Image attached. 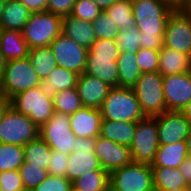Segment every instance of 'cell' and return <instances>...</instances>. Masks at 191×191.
<instances>
[{
	"instance_id": "cell-1",
	"label": "cell",
	"mask_w": 191,
	"mask_h": 191,
	"mask_svg": "<svg viewBox=\"0 0 191 191\" xmlns=\"http://www.w3.org/2000/svg\"><path fill=\"white\" fill-rule=\"evenodd\" d=\"M132 10L141 32L140 48L160 51L166 22L174 9L161 0H132Z\"/></svg>"
},
{
	"instance_id": "cell-2",
	"label": "cell",
	"mask_w": 191,
	"mask_h": 191,
	"mask_svg": "<svg viewBox=\"0 0 191 191\" xmlns=\"http://www.w3.org/2000/svg\"><path fill=\"white\" fill-rule=\"evenodd\" d=\"M103 119L137 122L146 116L133 88L112 87L100 108Z\"/></svg>"
},
{
	"instance_id": "cell-3",
	"label": "cell",
	"mask_w": 191,
	"mask_h": 191,
	"mask_svg": "<svg viewBox=\"0 0 191 191\" xmlns=\"http://www.w3.org/2000/svg\"><path fill=\"white\" fill-rule=\"evenodd\" d=\"M62 32V17L49 11L31 13L22 30L30 49L50 46Z\"/></svg>"
},
{
	"instance_id": "cell-4",
	"label": "cell",
	"mask_w": 191,
	"mask_h": 191,
	"mask_svg": "<svg viewBox=\"0 0 191 191\" xmlns=\"http://www.w3.org/2000/svg\"><path fill=\"white\" fill-rule=\"evenodd\" d=\"M146 117L167 111L163 92V76L159 72H144L132 87Z\"/></svg>"
},
{
	"instance_id": "cell-5",
	"label": "cell",
	"mask_w": 191,
	"mask_h": 191,
	"mask_svg": "<svg viewBox=\"0 0 191 191\" xmlns=\"http://www.w3.org/2000/svg\"><path fill=\"white\" fill-rule=\"evenodd\" d=\"M109 191H155L151 165L131 162L109 174Z\"/></svg>"
},
{
	"instance_id": "cell-6",
	"label": "cell",
	"mask_w": 191,
	"mask_h": 191,
	"mask_svg": "<svg viewBox=\"0 0 191 191\" xmlns=\"http://www.w3.org/2000/svg\"><path fill=\"white\" fill-rule=\"evenodd\" d=\"M40 81L28 57L7 61L1 78L2 91L11 99L21 92L38 87Z\"/></svg>"
},
{
	"instance_id": "cell-7",
	"label": "cell",
	"mask_w": 191,
	"mask_h": 191,
	"mask_svg": "<svg viewBox=\"0 0 191 191\" xmlns=\"http://www.w3.org/2000/svg\"><path fill=\"white\" fill-rule=\"evenodd\" d=\"M11 107L28 116L39 128L55 113L53 98L44 95L39 87L31 88L11 98Z\"/></svg>"
},
{
	"instance_id": "cell-8",
	"label": "cell",
	"mask_w": 191,
	"mask_h": 191,
	"mask_svg": "<svg viewBox=\"0 0 191 191\" xmlns=\"http://www.w3.org/2000/svg\"><path fill=\"white\" fill-rule=\"evenodd\" d=\"M159 147L158 125L154 117L137 121L134 137L130 144L133 162L152 165Z\"/></svg>"
},
{
	"instance_id": "cell-9",
	"label": "cell",
	"mask_w": 191,
	"mask_h": 191,
	"mask_svg": "<svg viewBox=\"0 0 191 191\" xmlns=\"http://www.w3.org/2000/svg\"><path fill=\"white\" fill-rule=\"evenodd\" d=\"M39 130L28 116L10 107L0 121V143L25 146L39 137Z\"/></svg>"
},
{
	"instance_id": "cell-10",
	"label": "cell",
	"mask_w": 191,
	"mask_h": 191,
	"mask_svg": "<svg viewBox=\"0 0 191 191\" xmlns=\"http://www.w3.org/2000/svg\"><path fill=\"white\" fill-rule=\"evenodd\" d=\"M96 137H76L73 141L72 153L69 154L66 178L71 182L89 171L102 169L95 155Z\"/></svg>"
},
{
	"instance_id": "cell-11",
	"label": "cell",
	"mask_w": 191,
	"mask_h": 191,
	"mask_svg": "<svg viewBox=\"0 0 191 191\" xmlns=\"http://www.w3.org/2000/svg\"><path fill=\"white\" fill-rule=\"evenodd\" d=\"M69 121L70 115L55 112L50 120L40 127L39 137L52 150L66 154L72 153L73 141L76 136L70 128Z\"/></svg>"
},
{
	"instance_id": "cell-12",
	"label": "cell",
	"mask_w": 191,
	"mask_h": 191,
	"mask_svg": "<svg viewBox=\"0 0 191 191\" xmlns=\"http://www.w3.org/2000/svg\"><path fill=\"white\" fill-rule=\"evenodd\" d=\"M163 46L191 55V17L174 9L165 26Z\"/></svg>"
},
{
	"instance_id": "cell-13",
	"label": "cell",
	"mask_w": 191,
	"mask_h": 191,
	"mask_svg": "<svg viewBox=\"0 0 191 191\" xmlns=\"http://www.w3.org/2000/svg\"><path fill=\"white\" fill-rule=\"evenodd\" d=\"M50 47L58 66L79 75L84 73L88 49L76 44L62 32L51 42Z\"/></svg>"
},
{
	"instance_id": "cell-14",
	"label": "cell",
	"mask_w": 191,
	"mask_h": 191,
	"mask_svg": "<svg viewBox=\"0 0 191 191\" xmlns=\"http://www.w3.org/2000/svg\"><path fill=\"white\" fill-rule=\"evenodd\" d=\"M158 125L159 145L186 141L191 122L180 111H165L154 116Z\"/></svg>"
},
{
	"instance_id": "cell-15",
	"label": "cell",
	"mask_w": 191,
	"mask_h": 191,
	"mask_svg": "<svg viewBox=\"0 0 191 191\" xmlns=\"http://www.w3.org/2000/svg\"><path fill=\"white\" fill-rule=\"evenodd\" d=\"M163 92L168 111H181L191 101V71L163 77Z\"/></svg>"
},
{
	"instance_id": "cell-16",
	"label": "cell",
	"mask_w": 191,
	"mask_h": 191,
	"mask_svg": "<svg viewBox=\"0 0 191 191\" xmlns=\"http://www.w3.org/2000/svg\"><path fill=\"white\" fill-rule=\"evenodd\" d=\"M95 155L102 169L109 174L133 161L130 147L115 143L100 135L96 137Z\"/></svg>"
},
{
	"instance_id": "cell-17",
	"label": "cell",
	"mask_w": 191,
	"mask_h": 191,
	"mask_svg": "<svg viewBox=\"0 0 191 191\" xmlns=\"http://www.w3.org/2000/svg\"><path fill=\"white\" fill-rule=\"evenodd\" d=\"M76 88L83 107L100 109L112 87L95 76L82 73L78 77Z\"/></svg>"
},
{
	"instance_id": "cell-18",
	"label": "cell",
	"mask_w": 191,
	"mask_h": 191,
	"mask_svg": "<svg viewBox=\"0 0 191 191\" xmlns=\"http://www.w3.org/2000/svg\"><path fill=\"white\" fill-rule=\"evenodd\" d=\"M103 117L100 109L82 107L70 115V128L76 137L91 138L100 135Z\"/></svg>"
},
{
	"instance_id": "cell-19",
	"label": "cell",
	"mask_w": 191,
	"mask_h": 191,
	"mask_svg": "<svg viewBox=\"0 0 191 191\" xmlns=\"http://www.w3.org/2000/svg\"><path fill=\"white\" fill-rule=\"evenodd\" d=\"M62 33L86 49H89L96 41L92 22L75 18L72 15L62 17Z\"/></svg>"
},
{
	"instance_id": "cell-20",
	"label": "cell",
	"mask_w": 191,
	"mask_h": 191,
	"mask_svg": "<svg viewBox=\"0 0 191 191\" xmlns=\"http://www.w3.org/2000/svg\"><path fill=\"white\" fill-rule=\"evenodd\" d=\"M84 73L95 76L111 87H118L117 59L104 56H87Z\"/></svg>"
},
{
	"instance_id": "cell-21",
	"label": "cell",
	"mask_w": 191,
	"mask_h": 191,
	"mask_svg": "<svg viewBox=\"0 0 191 191\" xmlns=\"http://www.w3.org/2000/svg\"><path fill=\"white\" fill-rule=\"evenodd\" d=\"M78 77L79 74L57 66L38 87L44 95L53 98L58 91L75 88Z\"/></svg>"
},
{
	"instance_id": "cell-22",
	"label": "cell",
	"mask_w": 191,
	"mask_h": 191,
	"mask_svg": "<svg viewBox=\"0 0 191 191\" xmlns=\"http://www.w3.org/2000/svg\"><path fill=\"white\" fill-rule=\"evenodd\" d=\"M159 59L158 72L163 77L191 71V55L163 46Z\"/></svg>"
},
{
	"instance_id": "cell-23",
	"label": "cell",
	"mask_w": 191,
	"mask_h": 191,
	"mask_svg": "<svg viewBox=\"0 0 191 191\" xmlns=\"http://www.w3.org/2000/svg\"><path fill=\"white\" fill-rule=\"evenodd\" d=\"M31 15L19 0H7L0 20V30L22 31Z\"/></svg>"
},
{
	"instance_id": "cell-24",
	"label": "cell",
	"mask_w": 191,
	"mask_h": 191,
	"mask_svg": "<svg viewBox=\"0 0 191 191\" xmlns=\"http://www.w3.org/2000/svg\"><path fill=\"white\" fill-rule=\"evenodd\" d=\"M0 50L7 61L28 57L30 48L22 31L0 30Z\"/></svg>"
},
{
	"instance_id": "cell-25",
	"label": "cell",
	"mask_w": 191,
	"mask_h": 191,
	"mask_svg": "<svg viewBox=\"0 0 191 191\" xmlns=\"http://www.w3.org/2000/svg\"><path fill=\"white\" fill-rule=\"evenodd\" d=\"M137 122L112 121L103 119L101 123L100 136L115 143L130 147L134 137Z\"/></svg>"
},
{
	"instance_id": "cell-26",
	"label": "cell",
	"mask_w": 191,
	"mask_h": 191,
	"mask_svg": "<svg viewBox=\"0 0 191 191\" xmlns=\"http://www.w3.org/2000/svg\"><path fill=\"white\" fill-rule=\"evenodd\" d=\"M187 156L186 141L159 145L155 161L151 167L179 168Z\"/></svg>"
},
{
	"instance_id": "cell-27",
	"label": "cell",
	"mask_w": 191,
	"mask_h": 191,
	"mask_svg": "<svg viewBox=\"0 0 191 191\" xmlns=\"http://www.w3.org/2000/svg\"><path fill=\"white\" fill-rule=\"evenodd\" d=\"M117 67L118 87L132 88L142 74L137 63L136 53L120 52Z\"/></svg>"
},
{
	"instance_id": "cell-28",
	"label": "cell",
	"mask_w": 191,
	"mask_h": 191,
	"mask_svg": "<svg viewBox=\"0 0 191 191\" xmlns=\"http://www.w3.org/2000/svg\"><path fill=\"white\" fill-rule=\"evenodd\" d=\"M155 191H168L187 188V183L179 168L151 167Z\"/></svg>"
},
{
	"instance_id": "cell-29",
	"label": "cell",
	"mask_w": 191,
	"mask_h": 191,
	"mask_svg": "<svg viewBox=\"0 0 191 191\" xmlns=\"http://www.w3.org/2000/svg\"><path fill=\"white\" fill-rule=\"evenodd\" d=\"M28 58L41 80H46L49 74L58 66L50 46L30 49Z\"/></svg>"
},
{
	"instance_id": "cell-30",
	"label": "cell",
	"mask_w": 191,
	"mask_h": 191,
	"mask_svg": "<svg viewBox=\"0 0 191 191\" xmlns=\"http://www.w3.org/2000/svg\"><path fill=\"white\" fill-rule=\"evenodd\" d=\"M118 27L119 31L130 30L136 25L132 10V0H118L104 11Z\"/></svg>"
},
{
	"instance_id": "cell-31",
	"label": "cell",
	"mask_w": 191,
	"mask_h": 191,
	"mask_svg": "<svg viewBox=\"0 0 191 191\" xmlns=\"http://www.w3.org/2000/svg\"><path fill=\"white\" fill-rule=\"evenodd\" d=\"M51 148L40 137L24 146V162L48 169Z\"/></svg>"
},
{
	"instance_id": "cell-32",
	"label": "cell",
	"mask_w": 191,
	"mask_h": 191,
	"mask_svg": "<svg viewBox=\"0 0 191 191\" xmlns=\"http://www.w3.org/2000/svg\"><path fill=\"white\" fill-rule=\"evenodd\" d=\"M72 184L81 191H109V173L105 170L89 171Z\"/></svg>"
},
{
	"instance_id": "cell-33",
	"label": "cell",
	"mask_w": 191,
	"mask_h": 191,
	"mask_svg": "<svg viewBox=\"0 0 191 191\" xmlns=\"http://www.w3.org/2000/svg\"><path fill=\"white\" fill-rule=\"evenodd\" d=\"M23 162V145L0 143V172L19 170Z\"/></svg>"
},
{
	"instance_id": "cell-34",
	"label": "cell",
	"mask_w": 191,
	"mask_h": 191,
	"mask_svg": "<svg viewBox=\"0 0 191 191\" xmlns=\"http://www.w3.org/2000/svg\"><path fill=\"white\" fill-rule=\"evenodd\" d=\"M54 111L71 115L83 107L77 88L58 91L53 97Z\"/></svg>"
},
{
	"instance_id": "cell-35",
	"label": "cell",
	"mask_w": 191,
	"mask_h": 191,
	"mask_svg": "<svg viewBox=\"0 0 191 191\" xmlns=\"http://www.w3.org/2000/svg\"><path fill=\"white\" fill-rule=\"evenodd\" d=\"M19 173L25 189L33 190L49 175L48 170L26 162L19 167Z\"/></svg>"
},
{
	"instance_id": "cell-36",
	"label": "cell",
	"mask_w": 191,
	"mask_h": 191,
	"mask_svg": "<svg viewBox=\"0 0 191 191\" xmlns=\"http://www.w3.org/2000/svg\"><path fill=\"white\" fill-rule=\"evenodd\" d=\"M141 32L135 25L130 30L118 31L116 43L120 52L136 53L140 48Z\"/></svg>"
},
{
	"instance_id": "cell-37",
	"label": "cell",
	"mask_w": 191,
	"mask_h": 191,
	"mask_svg": "<svg viewBox=\"0 0 191 191\" xmlns=\"http://www.w3.org/2000/svg\"><path fill=\"white\" fill-rule=\"evenodd\" d=\"M92 25L96 39L116 40L118 27H114L113 21L104 11L92 22Z\"/></svg>"
},
{
	"instance_id": "cell-38",
	"label": "cell",
	"mask_w": 191,
	"mask_h": 191,
	"mask_svg": "<svg viewBox=\"0 0 191 191\" xmlns=\"http://www.w3.org/2000/svg\"><path fill=\"white\" fill-rule=\"evenodd\" d=\"M102 10L91 0H76L71 15L75 18L93 22Z\"/></svg>"
},
{
	"instance_id": "cell-39",
	"label": "cell",
	"mask_w": 191,
	"mask_h": 191,
	"mask_svg": "<svg viewBox=\"0 0 191 191\" xmlns=\"http://www.w3.org/2000/svg\"><path fill=\"white\" fill-rule=\"evenodd\" d=\"M160 51L139 48L136 52L137 63L142 73L158 72Z\"/></svg>"
},
{
	"instance_id": "cell-40",
	"label": "cell",
	"mask_w": 191,
	"mask_h": 191,
	"mask_svg": "<svg viewBox=\"0 0 191 191\" xmlns=\"http://www.w3.org/2000/svg\"><path fill=\"white\" fill-rule=\"evenodd\" d=\"M120 55V50L116 41L109 39H96V41L88 49L87 56H104L113 57V59H118Z\"/></svg>"
},
{
	"instance_id": "cell-41",
	"label": "cell",
	"mask_w": 191,
	"mask_h": 191,
	"mask_svg": "<svg viewBox=\"0 0 191 191\" xmlns=\"http://www.w3.org/2000/svg\"><path fill=\"white\" fill-rule=\"evenodd\" d=\"M69 154L52 150L48 164V174L54 176L66 177Z\"/></svg>"
},
{
	"instance_id": "cell-42",
	"label": "cell",
	"mask_w": 191,
	"mask_h": 191,
	"mask_svg": "<svg viewBox=\"0 0 191 191\" xmlns=\"http://www.w3.org/2000/svg\"><path fill=\"white\" fill-rule=\"evenodd\" d=\"M24 189L18 170L0 172L1 191H22Z\"/></svg>"
},
{
	"instance_id": "cell-43",
	"label": "cell",
	"mask_w": 191,
	"mask_h": 191,
	"mask_svg": "<svg viewBox=\"0 0 191 191\" xmlns=\"http://www.w3.org/2000/svg\"><path fill=\"white\" fill-rule=\"evenodd\" d=\"M72 182L66 177L48 175L33 191H68Z\"/></svg>"
},
{
	"instance_id": "cell-44",
	"label": "cell",
	"mask_w": 191,
	"mask_h": 191,
	"mask_svg": "<svg viewBox=\"0 0 191 191\" xmlns=\"http://www.w3.org/2000/svg\"><path fill=\"white\" fill-rule=\"evenodd\" d=\"M76 0H47V11L61 17L71 15Z\"/></svg>"
},
{
	"instance_id": "cell-45",
	"label": "cell",
	"mask_w": 191,
	"mask_h": 191,
	"mask_svg": "<svg viewBox=\"0 0 191 191\" xmlns=\"http://www.w3.org/2000/svg\"><path fill=\"white\" fill-rule=\"evenodd\" d=\"M31 13L47 11V0H19Z\"/></svg>"
},
{
	"instance_id": "cell-46",
	"label": "cell",
	"mask_w": 191,
	"mask_h": 191,
	"mask_svg": "<svg viewBox=\"0 0 191 191\" xmlns=\"http://www.w3.org/2000/svg\"><path fill=\"white\" fill-rule=\"evenodd\" d=\"M180 173L183 175L187 185L191 184V157L187 156L179 167Z\"/></svg>"
},
{
	"instance_id": "cell-47",
	"label": "cell",
	"mask_w": 191,
	"mask_h": 191,
	"mask_svg": "<svg viewBox=\"0 0 191 191\" xmlns=\"http://www.w3.org/2000/svg\"><path fill=\"white\" fill-rule=\"evenodd\" d=\"M11 107V99L6 97L5 95L0 98V121L3 119L5 113Z\"/></svg>"
},
{
	"instance_id": "cell-48",
	"label": "cell",
	"mask_w": 191,
	"mask_h": 191,
	"mask_svg": "<svg viewBox=\"0 0 191 191\" xmlns=\"http://www.w3.org/2000/svg\"><path fill=\"white\" fill-rule=\"evenodd\" d=\"M91 1L93 3H96L102 11H105L118 0H91Z\"/></svg>"
},
{
	"instance_id": "cell-49",
	"label": "cell",
	"mask_w": 191,
	"mask_h": 191,
	"mask_svg": "<svg viewBox=\"0 0 191 191\" xmlns=\"http://www.w3.org/2000/svg\"><path fill=\"white\" fill-rule=\"evenodd\" d=\"M167 3L173 9H181L186 0H161Z\"/></svg>"
},
{
	"instance_id": "cell-50",
	"label": "cell",
	"mask_w": 191,
	"mask_h": 191,
	"mask_svg": "<svg viewBox=\"0 0 191 191\" xmlns=\"http://www.w3.org/2000/svg\"><path fill=\"white\" fill-rule=\"evenodd\" d=\"M6 65H7V60H6L5 56L1 53V50H0V79L2 78V76L4 74Z\"/></svg>"
},
{
	"instance_id": "cell-51",
	"label": "cell",
	"mask_w": 191,
	"mask_h": 191,
	"mask_svg": "<svg viewBox=\"0 0 191 191\" xmlns=\"http://www.w3.org/2000/svg\"><path fill=\"white\" fill-rule=\"evenodd\" d=\"M180 112L191 122V101Z\"/></svg>"
},
{
	"instance_id": "cell-52",
	"label": "cell",
	"mask_w": 191,
	"mask_h": 191,
	"mask_svg": "<svg viewBox=\"0 0 191 191\" xmlns=\"http://www.w3.org/2000/svg\"><path fill=\"white\" fill-rule=\"evenodd\" d=\"M181 10L191 17V0H186Z\"/></svg>"
},
{
	"instance_id": "cell-53",
	"label": "cell",
	"mask_w": 191,
	"mask_h": 191,
	"mask_svg": "<svg viewBox=\"0 0 191 191\" xmlns=\"http://www.w3.org/2000/svg\"><path fill=\"white\" fill-rule=\"evenodd\" d=\"M186 142H187V153H188V156L191 157V130L188 135V138L186 139Z\"/></svg>"
},
{
	"instance_id": "cell-54",
	"label": "cell",
	"mask_w": 191,
	"mask_h": 191,
	"mask_svg": "<svg viewBox=\"0 0 191 191\" xmlns=\"http://www.w3.org/2000/svg\"><path fill=\"white\" fill-rule=\"evenodd\" d=\"M7 0H0V20Z\"/></svg>"
},
{
	"instance_id": "cell-55",
	"label": "cell",
	"mask_w": 191,
	"mask_h": 191,
	"mask_svg": "<svg viewBox=\"0 0 191 191\" xmlns=\"http://www.w3.org/2000/svg\"><path fill=\"white\" fill-rule=\"evenodd\" d=\"M68 191H81L79 190L76 186H74L73 184L70 186Z\"/></svg>"
},
{
	"instance_id": "cell-56",
	"label": "cell",
	"mask_w": 191,
	"mask_h": 191,
	"mask_svg": "<svg viewBox=\"0 0 191 191\" xmlns=\"http://www.w3.org/2000/svg\"><path fill=\"white\" fill-rule=\"evenodd\" d=\"M4 96L3 91H2V84H1V79H0V98Z\"/></svg>"
},
{
	"instance_id": "cell-57",
	"label": "cell",
	"mask_w": 191,
	"mask_h": 191,
	"mask_svg": "<svg viewBox=\"0 0 191 191\" xmlns=\"http://www.w3.org/2000/svg\"><path fill=\"white\" fill-rule=\"evenodd\" d=\"M168 191H187L186 188H180V189H176V190H168Z\"/></svg>"
},
{
	"instance_id": "cell-58",
	"label": "cell",
	"mask_w": 191,
	"mask_h": 191,
	"mask_svg": "<svg viewBox=\"0 0 191 191\" xmlns=\"http://www.w3.org/2000/svg\"><path fill=\"white\" fill-rule=\"evenodd\" d=\"M186 189L187 191H191V184H189Z\"/></svg>"
},
{
	"instance_id": "cell-59",
	"label": "cell",
	"mask_w": 191,
	"mask_h": 191,
	"mask_svg": "<svg viewBox=\"0 0 191 191\" xmlns=\"http://www.w3.org/2000/svg\"><path fill=\"white\" fill-rule=\"evenodd\" d=\"M22 191H33V190H30V189H24V190H22Z\"/></svg>"
}]
</instances>
